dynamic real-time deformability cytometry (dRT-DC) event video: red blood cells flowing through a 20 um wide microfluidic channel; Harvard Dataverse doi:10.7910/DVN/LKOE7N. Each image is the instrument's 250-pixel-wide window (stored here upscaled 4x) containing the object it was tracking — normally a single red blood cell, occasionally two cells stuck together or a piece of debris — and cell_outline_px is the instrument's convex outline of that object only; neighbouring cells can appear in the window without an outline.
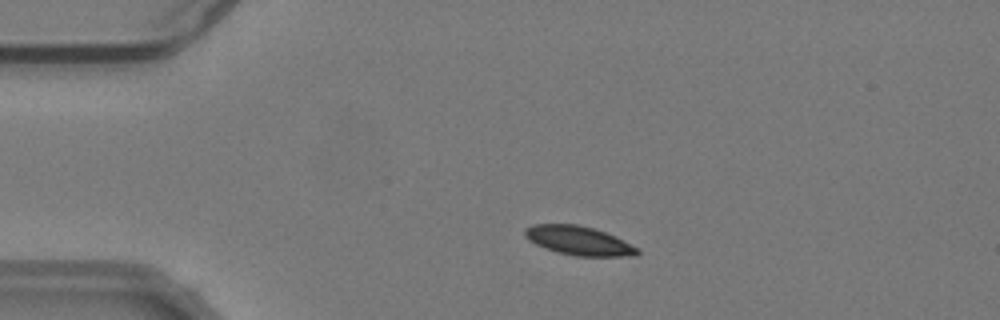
{"species": "common noctule bat (a hibernating species)", "species_latin": "Nyctalus noctula", "temperature_condition": "warm", "stored_images_in_passage": 51, "camera_frame_rate_fps": 3000, "um_per_image_px": 0.085, "animal": {"sex": "male", "body_mass_g": 19.2, "forearm_length_mm": 51.8}, "frame": {"image": 1, "passage_image": 8, "time_ms": 2.333, "image_size_px": [1000, 320], "cell_outline_px": [[640, 252], [636, 256], [576, 256], [556, 252], [544, 248], [528, 240], [524, 236], [524, 228], [532, 224], [576, 224], [592, 228], [604, 232], [640, 248]], "centroid_in_image_um": [49.16, 20.46], "position_along_channel_um": 35.8, "area_um2": 19.02}}
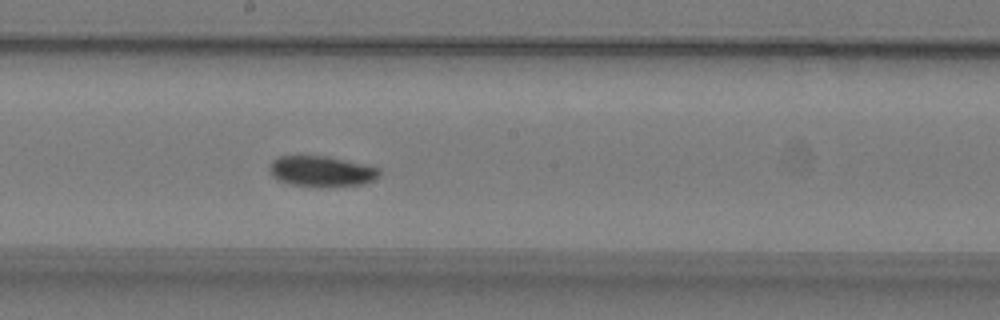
{"frame": {"image": 2, "passage_image": 26, "time_ms": 8.333, "image_size_px": [1000, 320], "cell_outline_px": [[380, 176], [376, 180], [364, 184], [328, 188], [320, 188], [288, 184], [276, 180], [272, 176], [268, 168], [272, 160], [276, 156], [328, 156], [364, 164], [380, 168]], "centroid_in_image_um": [27.33, 14.59], "position_along_channel_um": 220.9, "area_um2": 20.35}}
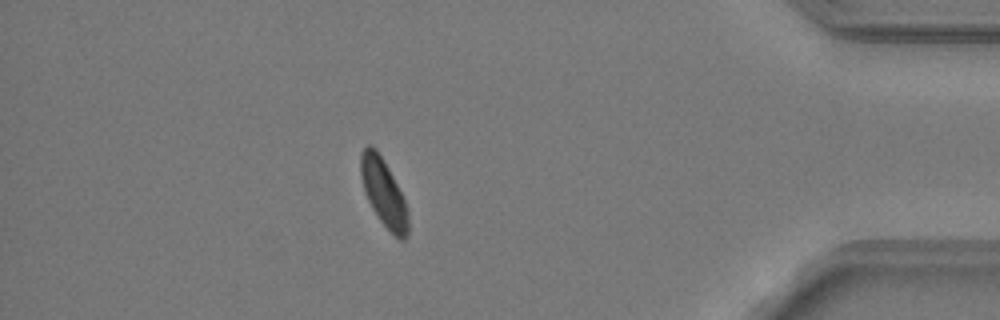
{"frame": {"image": 3, "passage_image": 44, "time_ms": 14.333, "image_size_px": [1000, 320], "cell_outline_px": [[408, 232], [404, 240], [400, 240], [380, 220], [372, 208], [364, 192], [360, 176], [360, 152], [368, 144], [376, 148], [388, 168], [408, 208]], "centroid_in_image_um": [32.58, 16.35], "position_along_channel_um": 402.6, "area_um2": 18.38}, "authors_computed_cell_mechanics": {"area_um2": 19.4208, "velocity_mm_per_s": 3.766, "shape_relaxation_time_tau1_ms": 2.8234, "shape_relaxation_time_tau2_ms": null, "deformation_change_tau1": 0.1065, "deformation_change_tau2": null}}